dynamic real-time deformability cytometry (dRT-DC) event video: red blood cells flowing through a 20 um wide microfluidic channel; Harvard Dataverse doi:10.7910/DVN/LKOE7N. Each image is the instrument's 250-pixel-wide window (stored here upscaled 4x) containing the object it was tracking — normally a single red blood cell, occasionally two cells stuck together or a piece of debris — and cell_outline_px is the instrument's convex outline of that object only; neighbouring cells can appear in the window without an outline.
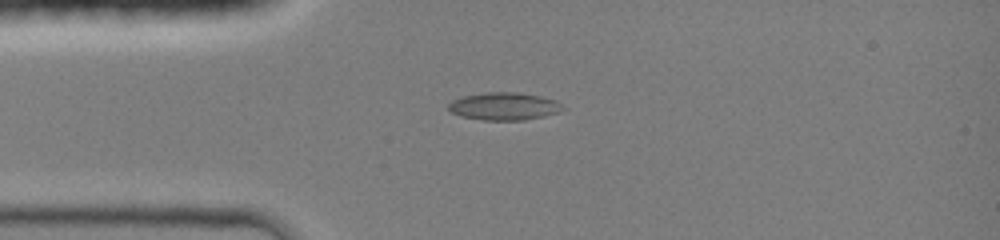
{"species": "common noctule bat (a hibernating species)", "species_latin": "Nyctalus noctula", "temperature_condition": "room temperature", "stored_images_in_passage": 35, "camera_frame_rate_fps": 3000, "um_per_image_px": 0.085, "animal": {"sex": "female", "body_mass_g": 19.0, "forearm_length_mm": 51.5}, "frame": {"image": 1, "passage_image": 1, "time_ms": 0.0, "image_size_px": [1000, 240], "cell_outline_px": [[568, 108], [560, 112], [544, 116], [524, 120], [480, 120], [460, 116], [452, 112], [448, 108], [448, 104], [452, 100], [464, 96], [488, 92], [520, 92], [540, 96], [556, 100]], "centroid_in_image_um": [42.9, 9.04], "position_along_channel_um": 42.1, "area_um2": 18.61}}
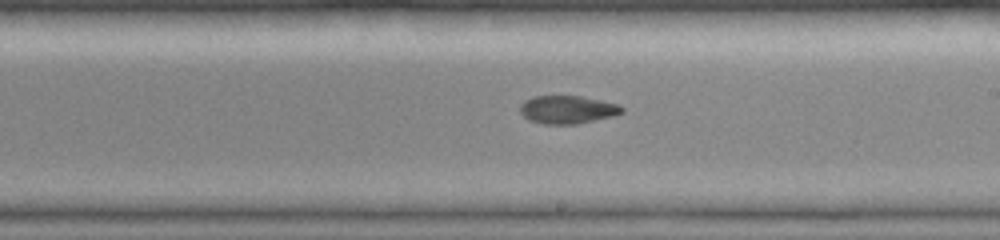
{"frame": {"image": 2, "passage_image": 16, "time_ms": 5.0, "image_size_px": [1000, 240], "cell_outline_px": [[624, 112], [612, 116], [576, 124], [544, 124], [528, 120], [520, 112], [520, 104], [524, 100], [532, 96], [580, 96], [620, 104], [624, 108]], "centroid_in_image_um": [48.22, 9.31], "position_along_channel_um": 240.8, "area_um2": 16.7}}
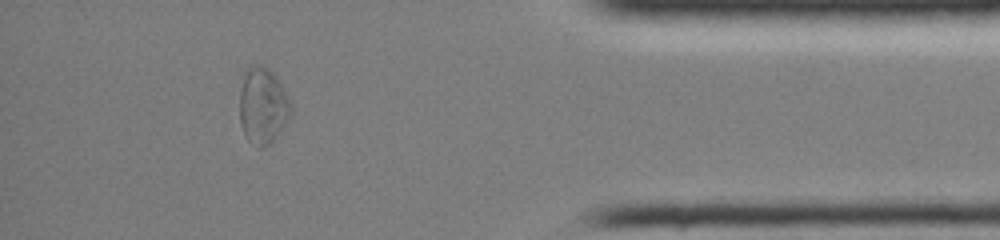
{"frame": {"image": 3, "passage_image": 30, "time_ms": 9.667, "image_size_px": [1000, 240], "cell_outline_px": [[292, 116], [276, 136], [264, 148], [260, 148], [248, 140], [244, 136], [240, 124], [240, 92], [244, 68], [256, 64], [260, 64], [268, 68], [276, 76], [288, 96], [292, 104]], "centroid_in_image_um": [22.34, 8.97], "position_along_channel_um": 412.9, "area_um2": 23.18}, "authors_computed_cell_mechanics": {"area_um2": 17.2244, "velocity_mm_per_s": 4.2568, "shape_relaxation_time_tau1_ms": null, "shape_relaxation_time_tau2_ms": 5.7303, "deformation_change_tau1": null, "deformation_change_tau2": 0.0985}}